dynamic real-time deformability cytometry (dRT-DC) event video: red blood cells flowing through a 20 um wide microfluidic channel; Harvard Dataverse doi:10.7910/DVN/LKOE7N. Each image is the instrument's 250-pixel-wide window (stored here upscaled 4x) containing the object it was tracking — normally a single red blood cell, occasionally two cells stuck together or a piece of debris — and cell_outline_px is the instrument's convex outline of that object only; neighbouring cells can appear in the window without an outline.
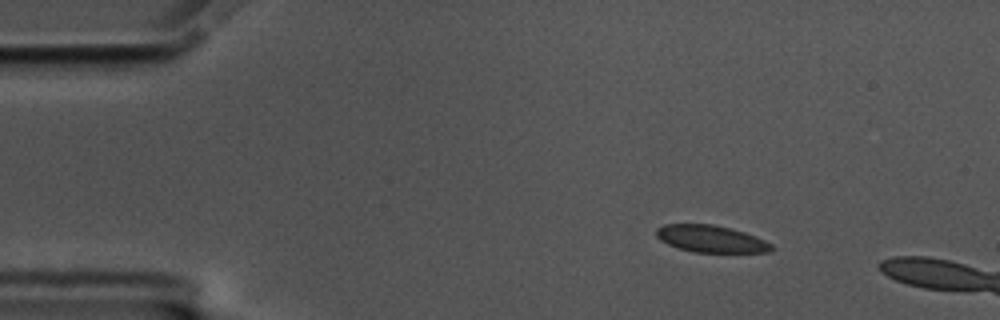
{"species": "common noctule bat (a hibernating species)", "species_latin": "Nyctalus noctula", "temperature_condition": "cold", "stored_images_in_passage": 7, "camera_frame_rate_fps": 3000, "um_per_image_px": 0.085, "animal": {"sex": "male", "body_mass_g": 17.5, "forearm_length_mm": 52.3}, "frame": {"image": 1, "passage_image": 1, "time_ms": 0.0, "image_size_px": [1000, 320], "cell_outline_px": [[776, 248], [772, 252], [692, 252], [668, 244], [660, 240], [656, 236], [656, 228], [664, 224], [712, 224], [732, 228], [744, 232], [764, 240], [772, 244]], "centroid_in_image_um": [60.45, 20.3], "position_along_channel_um": 24.6, "area_um2": 18.21}}